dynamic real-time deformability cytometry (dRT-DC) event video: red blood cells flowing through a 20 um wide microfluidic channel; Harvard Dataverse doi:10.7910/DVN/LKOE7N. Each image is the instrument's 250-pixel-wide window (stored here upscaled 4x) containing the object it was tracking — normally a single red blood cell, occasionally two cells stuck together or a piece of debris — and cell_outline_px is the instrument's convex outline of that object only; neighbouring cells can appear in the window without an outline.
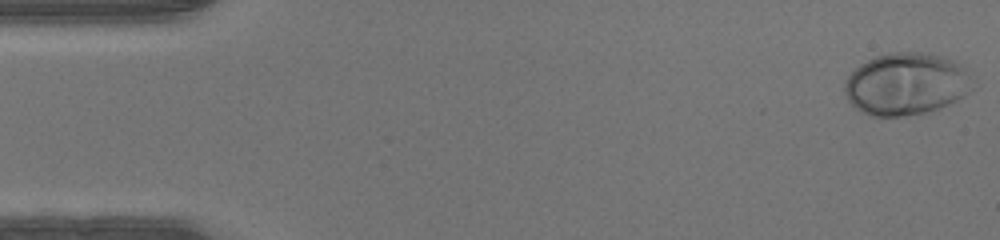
{"species": "human", "species_latin": "Homo sapiens", "temperature_condition": "warm", "stored_images_in_passage": 47, "camera_frame_rate_fps": 3000, "um_per_image_px": 0.085, "donor": {"sex": "male"}, "frame": {"image": 1, "passage_image": 1, "time_ms": 0.0, "image_size_px": [1000, 240], "cell_outline_px": [[972, 88], [964, 96], [948, 104], [928, 112], [900, 116], [872, 116], [860, 112], [848, 100], [844, 92], [844, 80], [860, 64], [876, 56], [888, 52], [924, 52], [940, 56], [952, 60], [964, 68], [968, 76]], "centroid_in_image_um": [76.97, 7.14], "position_along_channel_um": 8.0, "area_um2": 46.12}}
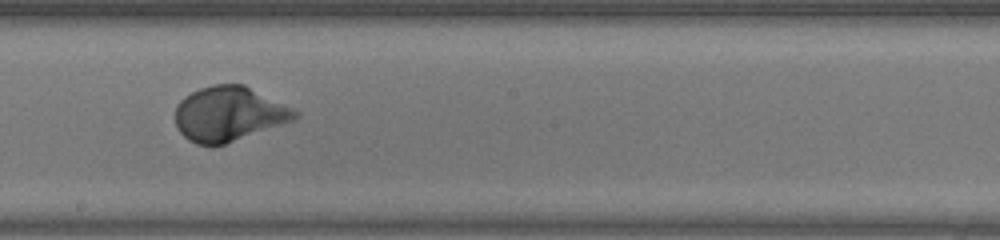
{"frame": {"image": 2, "passage_image": 26, "time_ms": 8.333, "image_size_px": [1000, 240], "cell_outline_px": [[300, 116], [296, 120], [224, 144], [196, 144], [188, 140], [176, 128], [176, 104], [184, 96], [200, 88], [212, 84], [244, 84], [300, 112]], "centroid_in_image_um": [19.46, 9.67], "position_along_channel_um": 228.7, "area_um2": 38.09}}
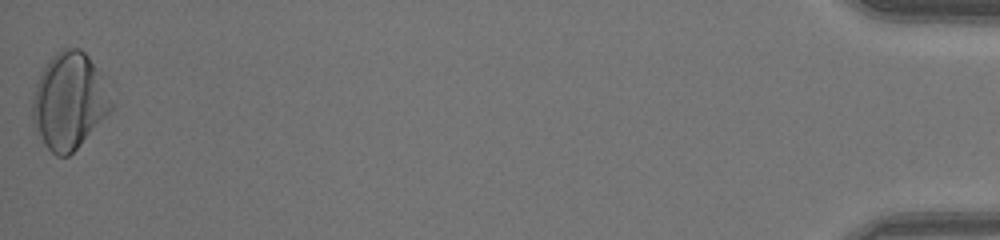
{"frame": {"image": 3, "passage_image": 47, "time_ms": 15.333, "image_size_px": [1000, 240], "cell_outline_px": [[112, 108], [80, 144], [68, 156], [56, 156], [44, 144], [32, 120], [32, 100], [36, 84], [40, 72], [48, 60], [60, 48], [80, 48], [88, 56], [96, 68], [112, 104]], "centroid_in_image_um": [5.82, 8.57], "position_along_channel_um": 429.4, "area_um2": 43.23}}